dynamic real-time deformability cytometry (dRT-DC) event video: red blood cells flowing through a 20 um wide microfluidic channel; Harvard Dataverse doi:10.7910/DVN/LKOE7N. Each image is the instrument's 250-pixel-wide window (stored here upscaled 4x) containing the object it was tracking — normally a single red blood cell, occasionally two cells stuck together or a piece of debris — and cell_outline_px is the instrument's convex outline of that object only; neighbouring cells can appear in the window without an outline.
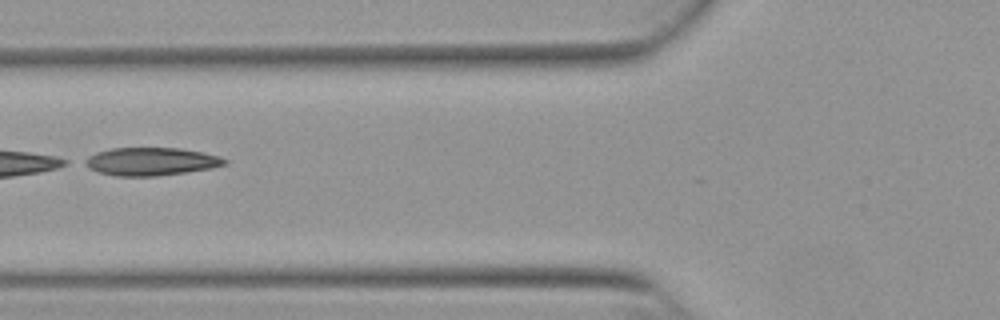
{"species": "Egyptian fruit bat (a non-hibernating species)", "species_latin": "Rousettus aegyptiacus", "temperature_condition": "warm", "stored_images_in_passage": 21, "camera_frame_rate_fps": 3000, "um_per_image_px": 0.085, "animal": {"sex": "female"}, "frame": {"image": 1, "passage_image": 16, "time_ms": 5.0, "image_size_px": [1000, 320], "cell_outline_px": [[228, 164], [212, 168], [156, 176], [116, 176], [96, 172], [80, 164], [80, 160], [96, 152], [112, 148], [180, 148], [220, 156], [228, 160]], "centroid_in_image_um": [12.76, 13.73], "position_along_channel_um": 113.0, "area_um2": 23.06}}